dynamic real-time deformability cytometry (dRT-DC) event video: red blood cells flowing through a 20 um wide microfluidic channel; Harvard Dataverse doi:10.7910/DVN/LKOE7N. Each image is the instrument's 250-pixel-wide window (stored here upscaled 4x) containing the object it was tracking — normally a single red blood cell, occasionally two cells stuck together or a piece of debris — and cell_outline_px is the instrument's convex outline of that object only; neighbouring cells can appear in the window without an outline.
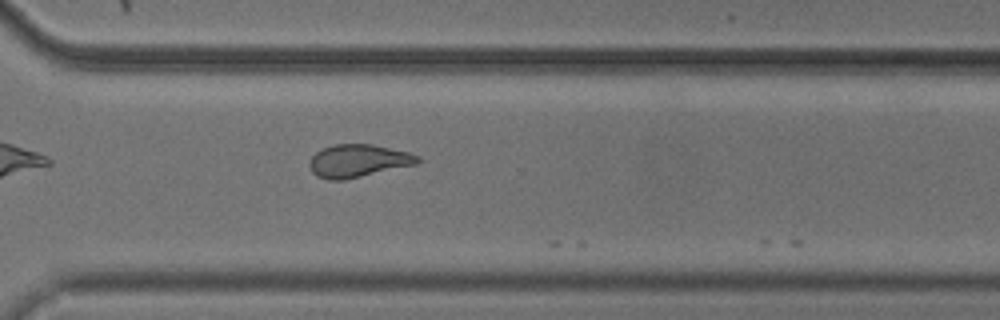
{"species": "common noctule bat (a hibernating species)", "species_latin": "Nyctalus noctula", "temperature_condition": "cold", "stored_images_in_passage": 25, "camera_frame_rate_fps": 3000, "um_per_image_px": 0.085, "animal": {"sex": "male", "body_mass_g": 20.5, "forearm_length_mm": 52.5}, "frame": {"image": 1, "passage_image": 24, "time_ms": 7.667, "image_size_px": [1000, 320], "cell_outline_px": [[420, 164], [344, 180], [328, 180], [316, 176], [312, 172], [308, 164], [312, 156], [316, 152], [332, 144], [372, 144], [408, 152], [420, 156]], "centroid_in_image_um": [30.46, 13.68], "position_along_channel_um": 340.1, "area_um2": 20.92}}